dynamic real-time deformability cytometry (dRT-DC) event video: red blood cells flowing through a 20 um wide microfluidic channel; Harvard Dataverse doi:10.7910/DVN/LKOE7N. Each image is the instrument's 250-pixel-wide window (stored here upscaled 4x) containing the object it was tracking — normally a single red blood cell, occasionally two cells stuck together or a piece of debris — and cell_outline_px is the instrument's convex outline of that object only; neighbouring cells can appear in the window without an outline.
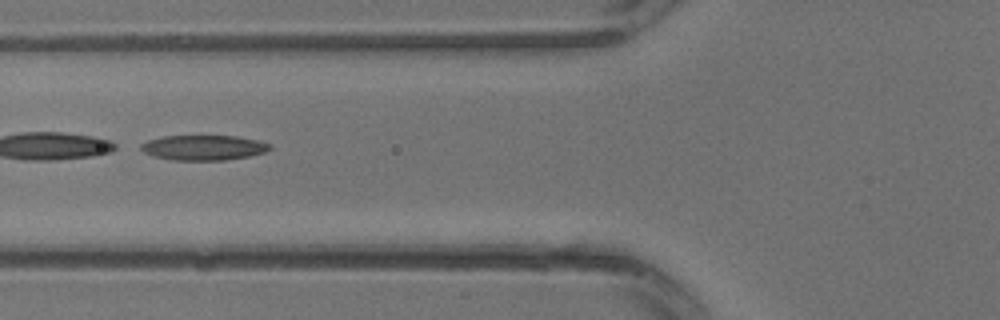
{"species": "common noctule bat (a hibernating species)", "species_latin": "Nyctalus noctula", "temperature_condition": "warm", "stored_images_in_passage": 31, "segment_of_instrument_passage": [2, 2], "camera_frame_rate_fps": 3000, "um_per_image_px": 0.085, "animal": {"sex": "male", "body_mass_g": 13.3}, "frame": {"image": 1, "passage_image": 12, "time_ms": 3.667, "image_size_px": [1000, 320], "cell_outline_px": [[272, 148], [264, 152], [248, 156], [224, 160], [172, 160], [152, 156], [144, 152], [140, 148], [140, 144], [148, 140], [164, 136], [236, 136], [256, 140], [272, 144]], "centroid_in_image_um": [17.28, 12.55], "position_along_channel_um": 108.5, "area_um2": 18.79}}
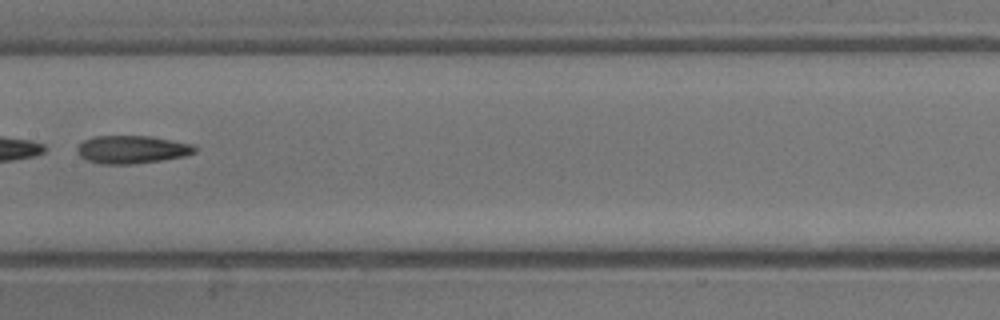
{"frame": {"image": 2, "passage_image": 16, "time_ms": 5.0, "image_size_px": [1000, 320], "cell_outline_px": [[196, 152], [184, 156], [160, 160], [132, 164], [104, 164], [88, 160], [80, 156], [76, 148], [84, 140], [92, 136], [152, 136], [192, 144], [196, 148]], "centroid_in_image_um": [11.21, 12.7], "position_along_channel_um": 196.2, "area_um2": 19.02}}
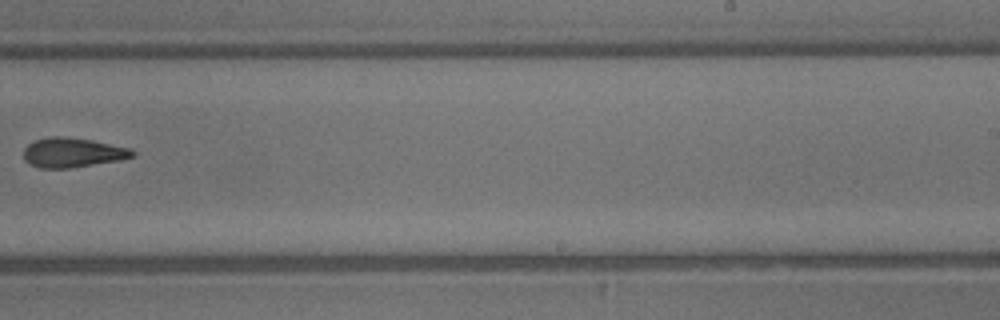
{"frame": {"image": 3, "passage_image": 20, "time_ms": 6.333, "image_size_px": [1000, 320], "cell_outline_px": [[136, 156], [120, 160], [68, 168], [40, 168], [24, 160], [24, 148], [28, 144], [36, 140], [52, 136], [64, 136], [92, 140], [128, 148], [136, 152]], "centroid_in_image_um": [6.17, 12.96], "position_along_channel_um": 282.8, "area_um2": 18.61}}